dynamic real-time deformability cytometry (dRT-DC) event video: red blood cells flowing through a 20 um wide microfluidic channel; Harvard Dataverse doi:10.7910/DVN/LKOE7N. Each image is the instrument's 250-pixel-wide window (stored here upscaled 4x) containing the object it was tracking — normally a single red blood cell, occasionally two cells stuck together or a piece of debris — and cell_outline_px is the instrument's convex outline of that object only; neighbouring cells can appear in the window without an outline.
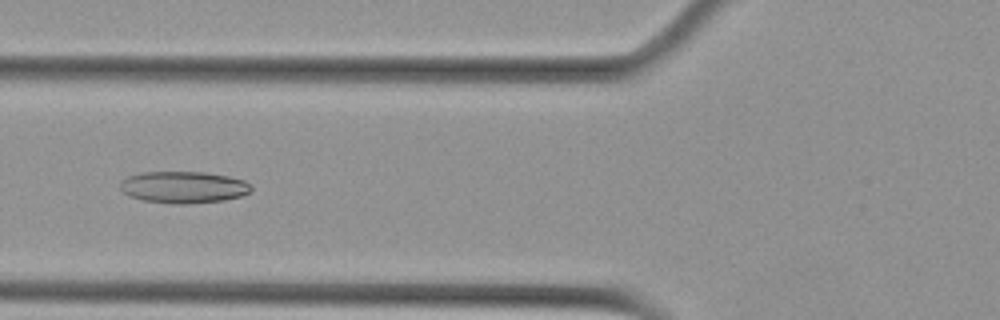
{"species": "Egyptian fruit bat (a non-hibernating species)", "species_latin": "Rousettus aegyptiacus", "temperature_condition": "cold", "stored_images_in_passage": 56, "camera_frame_rate_fps": 3000, "um_per_image_px": 0.085, "animal": {"sex": "female"}, "frame": {"image": 1, "passage_image": 22, "time_ms": 7.0, "image_size_px": [1000, 320], "cell_outline_px": [[252, 192], [240, 196], [224, 200], [184, 204], [172, 204], [144, 200], [128, 196], [120, 188], [120, 180], [128, 176], [144, 172], [204, 172], [228, 176], [244, 180], [252, 188]], "centroid_in_image_um": [15.59, 15.91], "position_along_channel_um": 110.2, "area_um2": 24.28}}
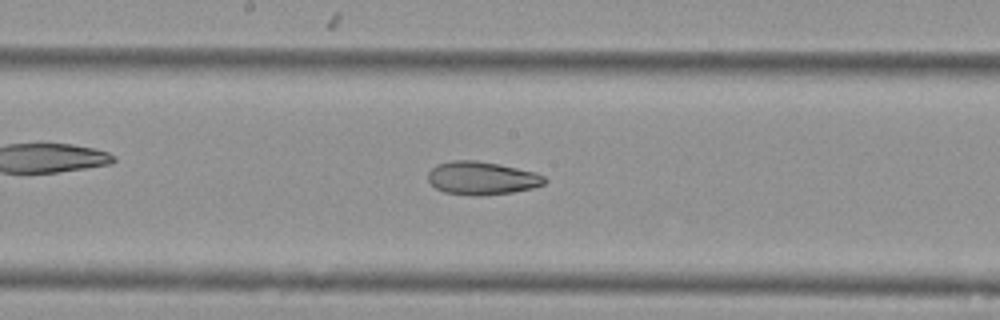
{"frame": {"image": 2, "passage_image": 30, "time_ms": 9.667, "image_size_px": [1000, 320], "cell_outline_px": [[548, 180], [544, 184], [532, 188], [512, 192], [480, 196], [476, 196], [444, 192], [436, 188], [428, 180], [428, 172], [436, 164], [452, 160], [476, 160], [500, 164], [536, 172], [544, 176]], "centroid_in_image_um": [40.96, 15.13], "position_along_channel_um": 207.2, "area_um2": 22.66}}
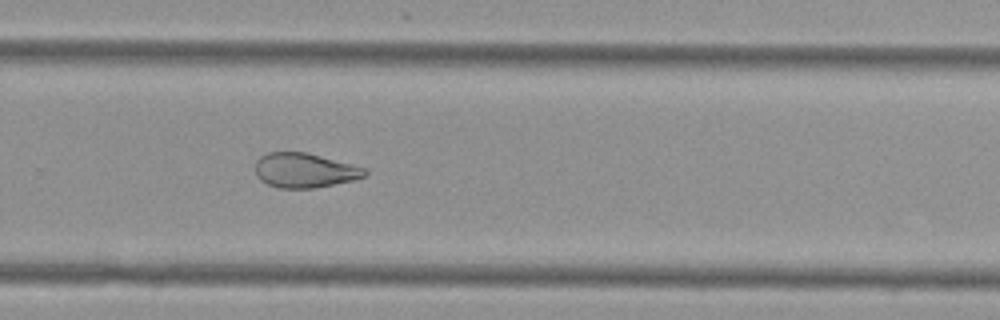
{"frame": {"image": 3, "passage_image": 38, "time_ms": 12.333, "image_size_px": [1000, 320], "cell_outline_px": [[368, 172], [364, 176], [352, 180], [312, 188], [280, 188], [268, 184], [260, 180], [256, 176], [256, 160], [260, 156], [268, 152], [308, 152], [368, 168]], "centroid_in_image_um": [25.89, 14.46], "position_along_channel_um": 303.9, "area_um2": 22.14}, "authors_computed_cell_mechanics": {"area_um2": 27.6573, "velocity_mm_per_s": 3.6344, "shape_relaxation_time_tau1_ms": null, "shape_relaxation_time_tau2_ms": 3.3165, "deformation_change_tau1": null, "deformation_change_tau2": 0.0975}}